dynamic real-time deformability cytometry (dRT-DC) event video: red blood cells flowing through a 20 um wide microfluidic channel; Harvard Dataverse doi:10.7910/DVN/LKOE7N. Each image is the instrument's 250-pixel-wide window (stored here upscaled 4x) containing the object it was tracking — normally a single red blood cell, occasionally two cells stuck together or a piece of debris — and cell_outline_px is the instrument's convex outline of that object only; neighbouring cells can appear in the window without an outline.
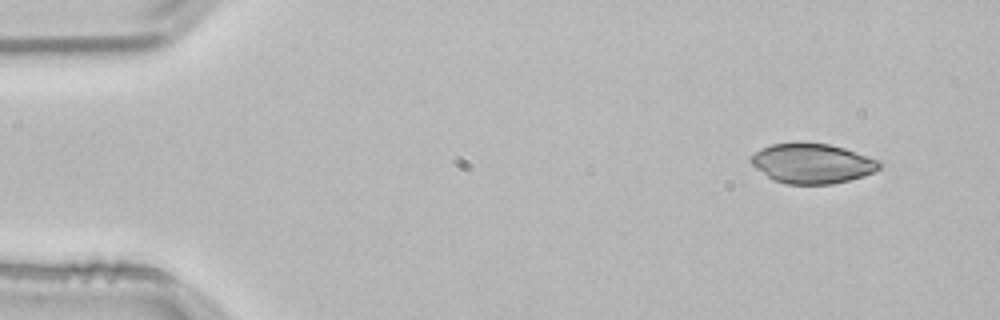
{"species": "common noctule bat (a hibernating species)", "species_latin": "Nyctalus noctula", "temperature_condition": "room temperature", "stored_images_in_passage": 49, "camera_frame_rate_fps": 3000, "um_per_image_px": 0.085, "animal": {"sex": "male", "body_mass_g": 21.5, "forearm_length_mm": 52.0}, "frame": {"image": 1, "passage_image": 1, "time_ms": 0.0, "image_size_px": [1000, 320], "cell_outline_px": [[884, 164], [880, 168], [864, 176], [832, 184], [784, 184], [772, 180], [756, 168], [752, 164], [752, 156], [756, 152], [772, 144], [828, 144], [844, 148], [880, 160]], "centroid_in_image_um": [69.08, 13.92], "position_along_channel_um": 15.9, "area_um2": 29.36}}
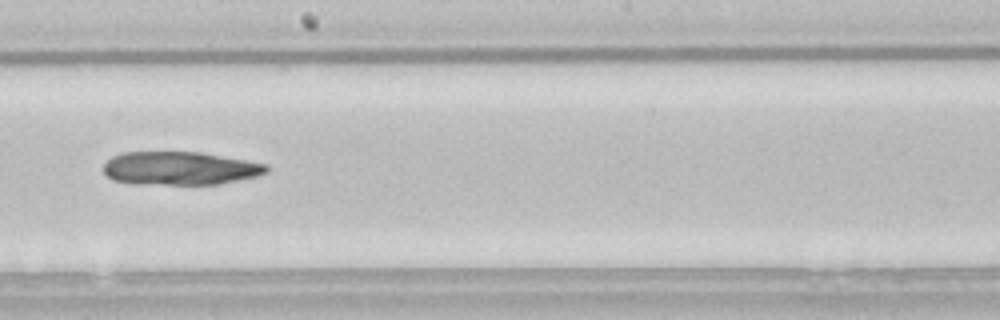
{"frame": {"image": 2, "passage_image": 26, "time_ms": 8.333, "image_size_px": [1000, 320], "cell_outline_px": [[268, 172], [256, 176], [220, 184], [140, 184], [112, 180], [104, 172], [104, 164], [112, 156], [124, 152], [200, 152], [268, 164]], "centroid_in_image_um": [15.3, 14.3], "position_along_channel_um": 232.9, "area_um2": 31.56}}
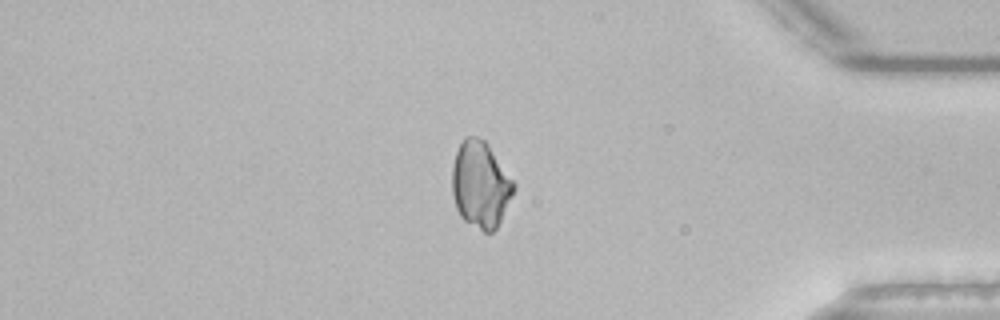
{"frame": {"image": 3, "passage_image": 41, "time_ms": 13.333, "image_size_px": [1000, 320], "cell_outline_px": [[516, 184], [512, 196], [496, 228], [492, 232], [484, 232], [464, 220], [460, 216], [456, 208], [452, 192], [452, 168], [456, 152], [464, 136], [476, 136], [484, 140], [488, 144]], "centroid_in_image_um": [40.83, 15.67], "position_along_channel_um": 394.4, "area_um2": 30.92}}